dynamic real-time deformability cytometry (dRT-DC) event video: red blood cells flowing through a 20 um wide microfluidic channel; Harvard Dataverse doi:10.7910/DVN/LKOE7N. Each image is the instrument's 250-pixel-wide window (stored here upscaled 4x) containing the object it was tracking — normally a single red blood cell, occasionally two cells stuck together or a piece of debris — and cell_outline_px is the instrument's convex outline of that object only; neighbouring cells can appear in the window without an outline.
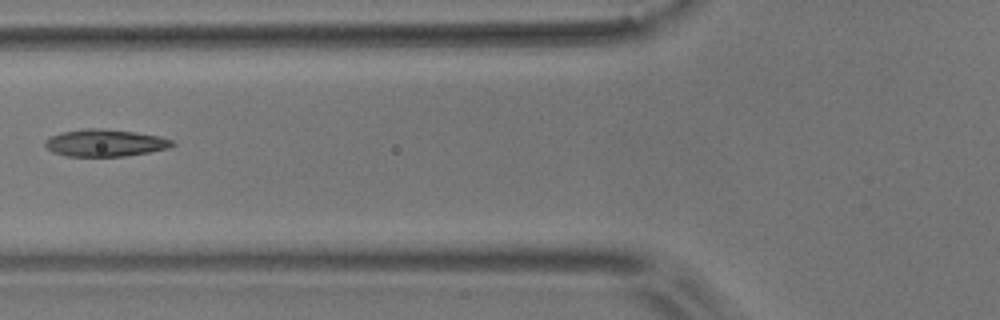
{"species": "common noctule bat (a hibernating species)", "species_latin": "Nyctalus noctula", "temperature_condition": "room temperature", "stored_images_in_passage": 7, "camera_frame_rate_fps": 3000, "um_per_image_px": 0.085, "animal": {"sex": "male", "body_mass_g": 17.9}, "frame": {"image": 1, "passage_image": 6, "time_ms": 6.0, "image_size_px": [1000, 320], "cell_outline_px": [[176, 144], [168, 148], [148, 152], [124, 156], [64, 156], [52, 152], [44, 144], [44, 140], [60, 132], [84, 128], [100, 128], [136, 132], [160, 136], [172, 140]], "centroid_in_image_um": [8.91, 12.14], "position_along_channel_um": 116.9, "area_um2": 20.17}}
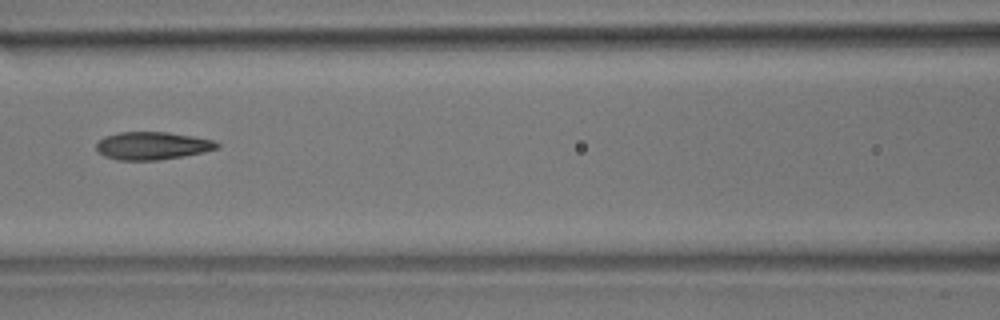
{"frame": {"image": 2, "passage_image": 7, "time_ms": 7.0, "image_size_px": [1000, 320], "cell_outline_px": [[220, 148], [204, 152], [184, 156], [160, 160], [116, 160], [104, 156], [96, 148], [96, 144], [104, 136], [120, 132], [168, 132], [192, 136], [212, 140], [220, 144]], "centroid_in_image_um": [12.96, 12.39], "position_along_channel_um": 153.6, "area_um2": 19.59}}